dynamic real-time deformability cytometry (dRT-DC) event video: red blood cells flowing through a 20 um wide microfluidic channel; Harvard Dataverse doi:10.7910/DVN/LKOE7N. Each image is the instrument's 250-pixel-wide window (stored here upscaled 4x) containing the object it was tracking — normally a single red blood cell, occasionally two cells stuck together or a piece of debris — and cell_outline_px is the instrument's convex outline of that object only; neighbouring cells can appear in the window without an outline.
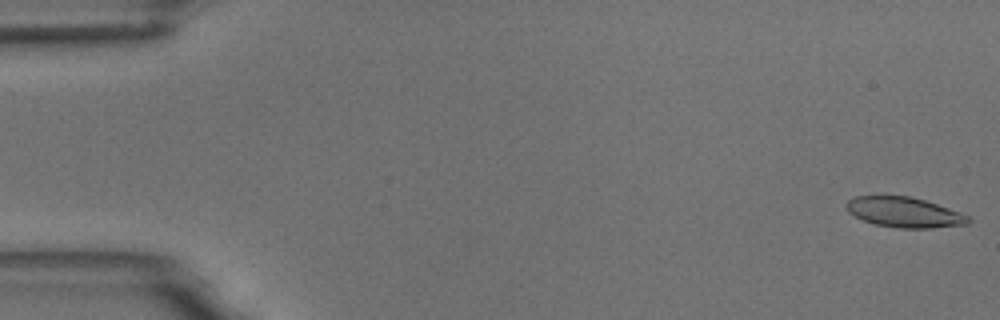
{"species": "common noctule bat (a hibernating species)", "species_latin": "Nyctalus noctula", "temperature_condition": "room temperature", "stored_images_in_passage": 5, "camera_frame_rate_fps": 3000, "um_per_image_px": 0.085, "animal": {"sex": "male", "body_mass_g": 18.8}, "frame": {"image": 1, "passage_image": 1, "time_ms": 0.0, "image_size_px": [1000, 320], "cell_outline_px": [[972, 220], [968, 224], [932, 228], [900, 228], [876, 224], [864, 220], [848, 212], [844, 204], [848, 200], [856, 196], [908, 196], [924, 200], [948, 208], [968, 216]], "centroid_in_image_um": [76.85, 18.04], "position_along_channel_um": 8.1, "area_um2": 21.21}}
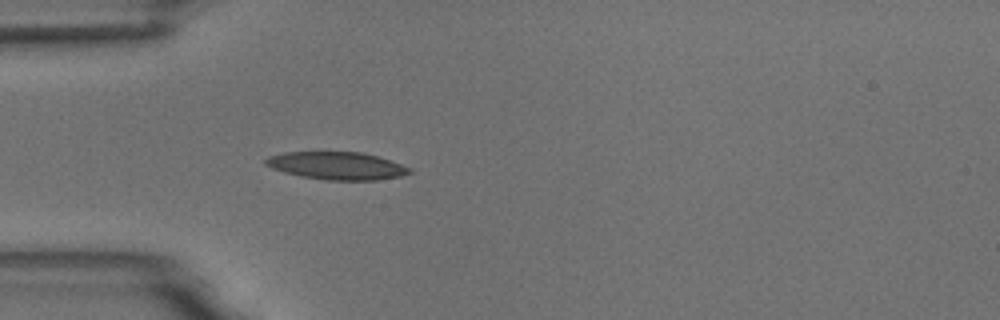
{"frame": {"image": 2, "passage_image": 5, "time_ms": 5.0, "image_size_px": [1000, 320], "cell_outline_px": [[412, 172], [400, 176], [376, 180], [328, 180], [300, 176], [284, 172], [272, 168], [264, 164], [264, 160], [268, 156], [284, 152], [364, 152], [412, 168]], "centroid_in_image_um": [28.6, 14.08], "position_along_channel_um": 56.4, "area_um2": 23.12}}